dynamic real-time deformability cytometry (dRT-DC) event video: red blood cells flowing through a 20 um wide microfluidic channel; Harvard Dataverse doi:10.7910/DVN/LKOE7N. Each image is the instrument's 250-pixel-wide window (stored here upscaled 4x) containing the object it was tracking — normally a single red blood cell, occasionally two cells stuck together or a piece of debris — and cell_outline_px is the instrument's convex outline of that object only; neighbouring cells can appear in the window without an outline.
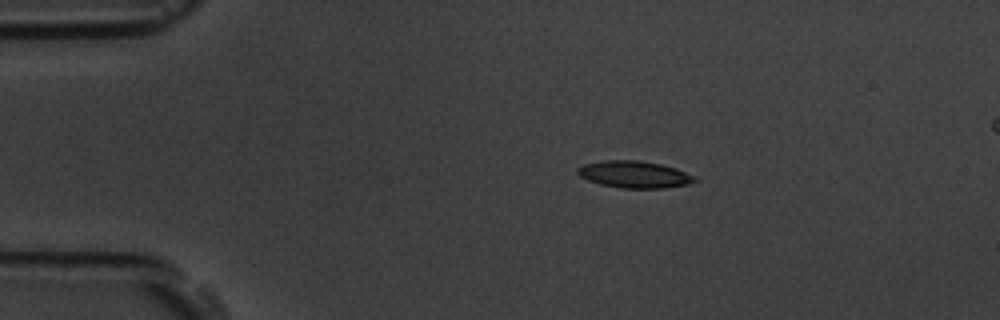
{"species": "common noctule bat (a hibernating species)", "species_latin": "Nyctalus noctula", "temperature_condition": "room temperature", "stored_images_in_passage": 45, "camera_frame_rate_fps": 3000, "um_per_image_px": 0.085, "animal": {"sex": "male", "body_mass_g": 19.5, "forearm_length_mm": 54.6}, "frame": {"image": 1, "passage_image": 1, "time_ms": 0.0, "image_size_px": [1000, 320], "cell_outline_px": [[700, 180], [688, 184], [664, 188], [620, 188], [600, 184], [588, 180], [580, 176], [576, 172], [576, 168], [584, 164], [604, 160], [636, 160], [660, 164], [676, 168], [696, 176]], "centroid_in_image_um": [53.93, 14.83], "position_along_channel_um": 31.1, "area_um2": 18.5}}
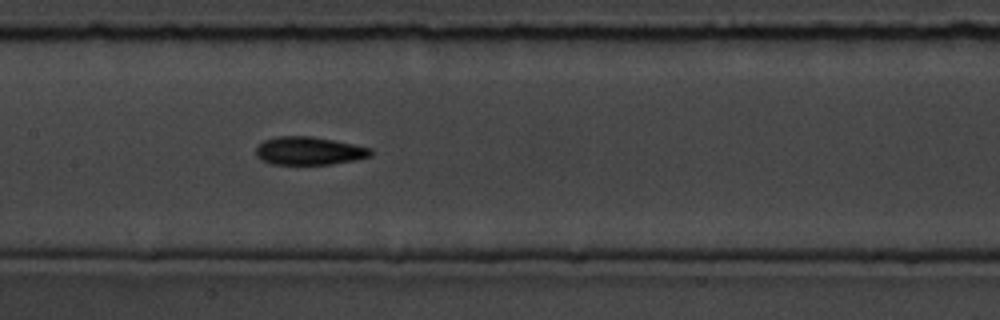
{"frame": {"image": 2, "passage_image": 17, "time_ms": 5.333, "image_size_px": [1000, 320], "cell_outline_px": [[372, 156], [356, 160], [332, 164], [272, 164], [256, 156], [256, 144], [264, 140], [276, 136], [312, 136], [372, 148]], "centroid_in_image_um": [26.26, 12.82], "position_along_channel_um": 181.1, "area_um2": 18.84}}
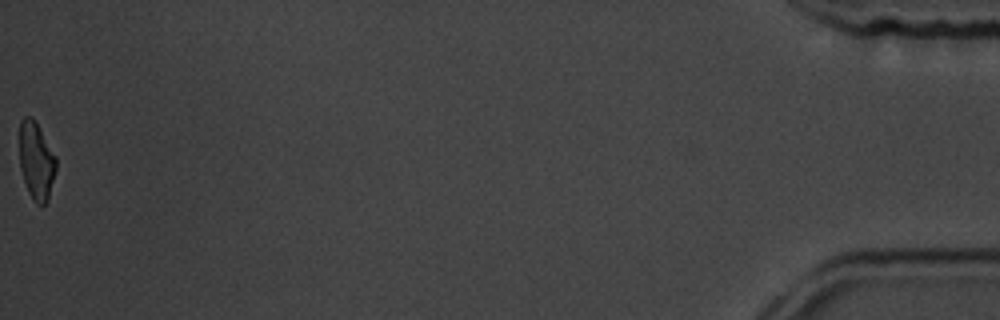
{"frame": {"image": 3, "passage_image": 45, "time_ms": 14.667, "image_size_px": [1000, 320], "cell_outline_px": [[56, 168], [48, 200], [44, 204], [36, 204], [32, 200], [28, 192], [20, 168], [20, 120], [24, 116], [32, 116], [36, 120], [56, 156]], "centroid_in_image_um": [3.09, 13.64], "position_along_channel_um": 432.1, "area_um2": 16.7}, "authors_computed_cell_mechanics": {"area_um2": 18.0336, "velocity_mm_per_s": 3.7843, "shape_relaxation_time_tau1_ms": 3.0146, "shape_relaxation_time_tau2_ms": 6.0987, "deformation_change_tau1": 0.1103, "deformation_change_tau2": 0.1598}}